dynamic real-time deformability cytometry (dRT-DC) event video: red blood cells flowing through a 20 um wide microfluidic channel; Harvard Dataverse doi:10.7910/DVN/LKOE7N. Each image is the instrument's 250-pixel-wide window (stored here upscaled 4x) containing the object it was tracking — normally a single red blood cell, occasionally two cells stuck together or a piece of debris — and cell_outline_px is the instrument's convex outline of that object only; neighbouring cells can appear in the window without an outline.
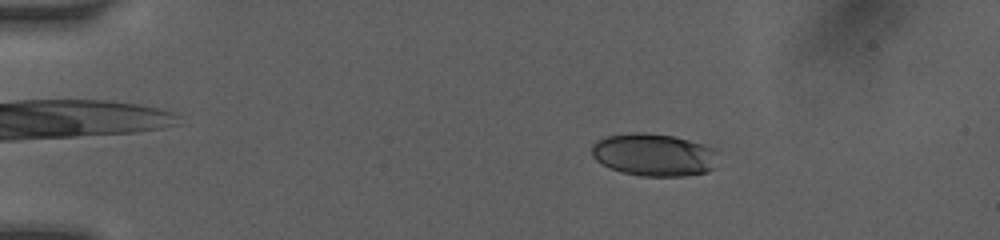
{"species": "human", "species_latin": "Homo sapiens", "temperature_condition": "room temperature", "stored_images_in_passage": 54, "camera_frame_rate_fps": 3000, "um_per_image_px": 0.085, "donor": {"sex": "female"}, "frame": {"image": 1, "passage_image": 1, "time_ms": 0.0, "image_size_px": [1000, 240], "cell_outline_px": [[720, 152], [716, 168], [708, 172], [684, 176], [640, 176], [620, 172], [596, 160], [592, 156], [592, 144], [596, 140], [604, 136], [636, 132], [644, 132], [672, 136], [720, 148]], "centroid_in_image_um": [55.66, 13.16], "position_along_channel_um": 29.3, "area_um2": 32.02}}
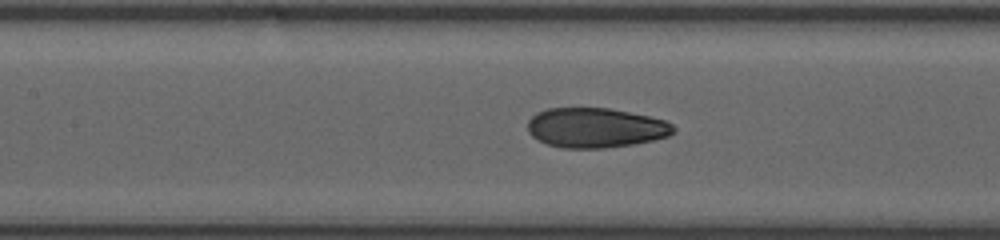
{"frame": {"image": 2, "passage_image": 20, "time_ms": 5.0, "image_size_px": [1000, 240], "cell_outline_px": [[676, 128], [668, 136], [652, 140], [632, 144], [604, 148], [564, 148], [548, 144], [532, 136], [528, 132], [528, 120], [536, 112], [548, 108], [608, 108], [648, 116], [664, 120], [672, 124]], "centroid_in_image_um": [50.6, 10.85], "position_along_channel_um": 156.8, "area_um2": 33.58}}
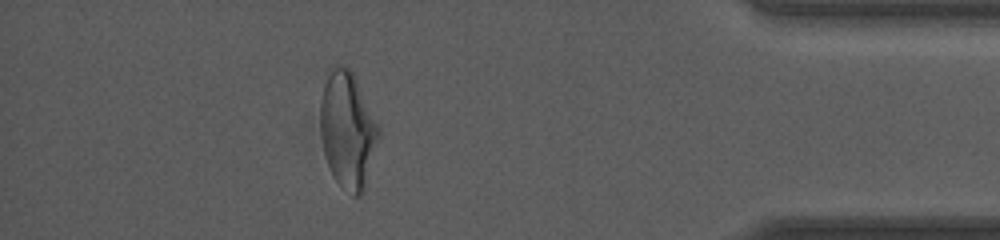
{"frame": {"image": 3, "passage_image": 47, "time_ms": 12.0, "image_size_px": [1000, 240], "cell_outline_px": [[380, 132], [364, 192], [356, 196], [352, 196], [340, 188], [328, 164], [324, 152], [320, 132], [320, 100], [324, 84], [332, 68], [336, 64], [344, 64], [352, 72], [380, 128]], "centroid_in_image_um": [29.54, 11.08], "position_along_channel_um": 405.7, "area_um2": 39.36}, "authors_computed_cell_mechanics": {"area_um2": 34.2176, "velocity_mm_per_s": 4.1037, "shape_relaxation_time_tau1_ms": 4.4478, "shape_relaxation_time_tau2_ms": 1.3077, "deformation_change_tau1": 0.1615, "deformation_change_tau2": 0.0691}}